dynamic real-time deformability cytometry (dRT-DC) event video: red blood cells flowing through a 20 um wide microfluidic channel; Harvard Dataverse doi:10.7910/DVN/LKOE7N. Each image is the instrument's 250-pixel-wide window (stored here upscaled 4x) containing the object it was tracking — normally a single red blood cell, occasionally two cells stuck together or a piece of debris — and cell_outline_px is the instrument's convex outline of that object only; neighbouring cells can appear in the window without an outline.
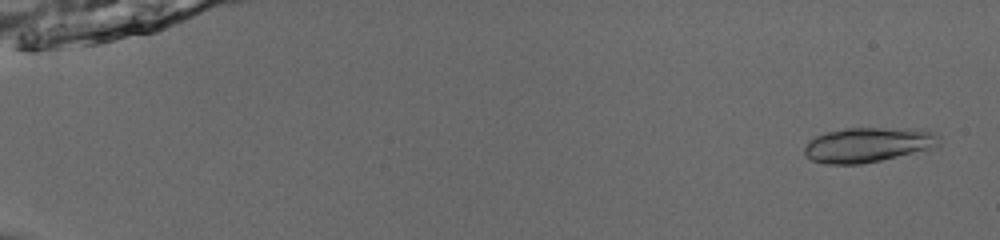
{"species": "common noctule bat (a hibernating species)", "species_latin": "Nyctalus noctula", "temperature_condition": "room temperature", "stored_images_in_passage": 53, "segment_of_instrument_passage": [1, 2], "camera_frame_rate_fps": 3000, "um_per_image_px": 0.085, "animal": {"sex": "male", "body_mass_g": 13.0, "forearm_length_mm": 53.1}, "frame": {"image": 1, "passage_image": 3, "time_ms": 0.667, "image_size_px": [1000, 240], "cell_outline_px": [[940, 144], [932, 148], [880, 160], [860, 164], [824, 164], [812, 160], [804, 156], [804, 148], [808, 140], [824, 132], [848, 128], [924, 128], [940, 136]], "centroid_in_image_um": [73.77, 12.29], "position_along_channel_um": 11.2, "area_um2": 27.57}}
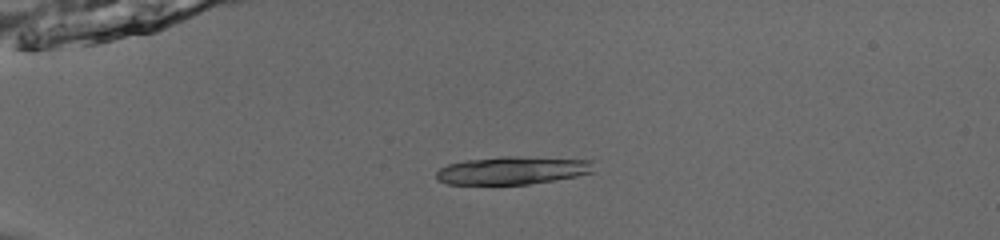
{"frame": {"image": 2, "passage_image": 15, "time_ms": 4.667, "image_size_px": [1000, 240], "cell_outline_px": [[596, 172], [576, 176], [528, 184], [448, 184], [440, 180], [436, 176], [436, 172], [440, 168], [448, 164], [468, 160], [500, 156], [516, 156], [592, 160]], "centroid_in_image_um": [43.6, 14.48], "position_along_channel_um": 41.4, "area_um2": 25.55}}